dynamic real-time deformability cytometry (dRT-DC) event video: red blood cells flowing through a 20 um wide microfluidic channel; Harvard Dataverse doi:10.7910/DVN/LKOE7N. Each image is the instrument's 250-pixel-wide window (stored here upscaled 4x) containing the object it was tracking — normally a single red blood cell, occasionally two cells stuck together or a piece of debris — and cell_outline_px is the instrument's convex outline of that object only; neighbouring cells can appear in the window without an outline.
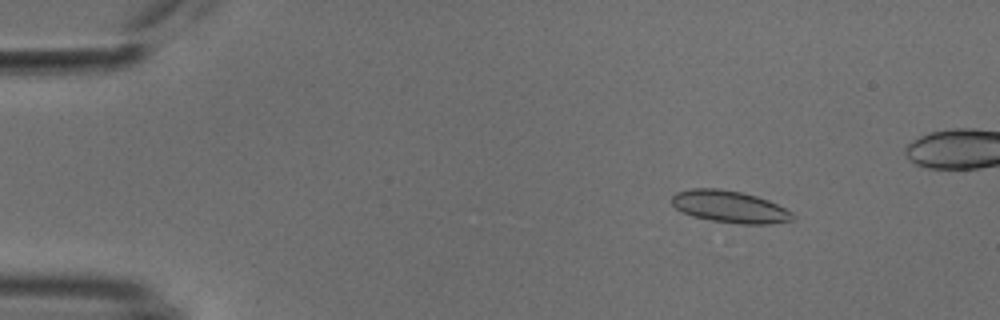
{"species": "common noctule bat (a hibernating species)", "species_latin": "Nyctalus noctula", "temperature_condition": "cold", "stored_images_in_passage": 17, "camera_frame_rate_fps": 3000, "um_per_image_px": 0.085, "animal": {"sex": "male", "body_mass_g": 18.8}, "frame": {"image": 1, "passage_image": 7, "time_ms": 2.0, "image_size_px": [1000, 320], "cell_outline_px": [[796, 220], [768, 224], [740, 224], [712, 220], [692, 216], [680, 212], [672, 204], [672, 196], [676, 192], [692, 188], [720, 188], [744, 192], [768, 200], [792, 212], [796, 216]], "centroid_in_image_um": [62.03, 17.57], "position_along_channel_um": 23.0, "area_um2": 22.77}}